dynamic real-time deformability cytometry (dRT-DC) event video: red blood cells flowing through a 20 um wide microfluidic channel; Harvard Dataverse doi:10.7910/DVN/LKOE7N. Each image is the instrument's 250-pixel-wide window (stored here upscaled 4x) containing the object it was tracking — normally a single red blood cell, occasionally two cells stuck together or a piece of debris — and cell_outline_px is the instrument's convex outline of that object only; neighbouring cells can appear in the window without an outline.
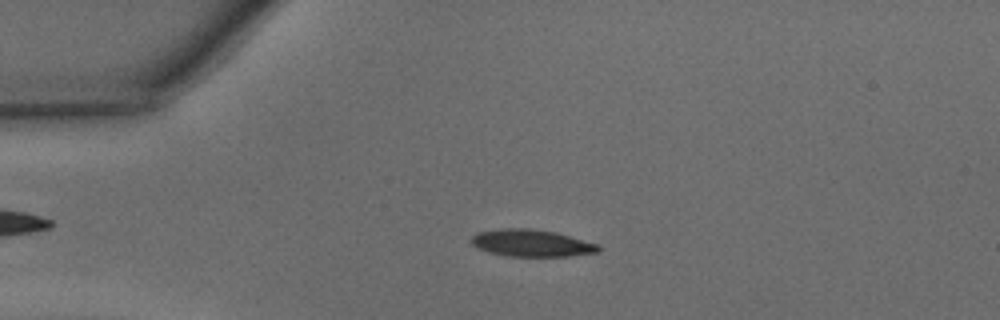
{"species": "common noctule bat (a hibernating species)", "species_latin": "Nyctalus noctula", "temperature_condition": "warm", "stored_images_in_passage": 45, "camera_frame_rate_fps": 3000, "um_per_image_px": 0.085, "animal": {"sex": "male", "body_mass_g": 15.6}, "frame": {"image": 1, "passage_image": 10, "time_ms": 3.0, "image_size_px": [1000, 320], "cell_outline_px": [[600, 252], [568, 256], [508, 256], [488, 252], [472, 244], [472, 236], [476, 232], [500, 228], [528, 228], [556, 232], [600, 244]], "centroid_in_image_um": [45.21, 20.65], "position_along_channel_um": 39.8, "area_um2": 20.11}}
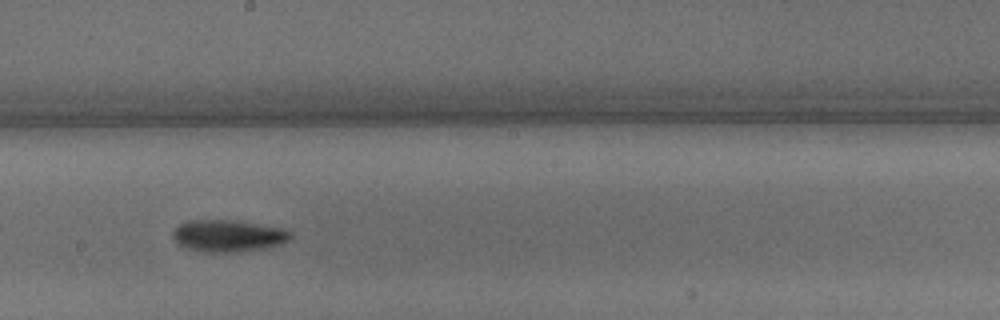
{"frame": {"image": 2, "passage_image": 25, "time_ms": 8.0, "image_size_px": [1000, 320], "cell_outline_px": [[292, 236], [288, 240], [280, 244], [264, 248], [228, 252], [204, 252], [188, 248], [180, 244], [172, 236], [172, 232], [180, 224], [188, 220], [224, 220], [288, 228], [292, 232]], "centroid_in_image_um": [19.42, 20.04], "position_along_channel_um": 228.8, "area_um2": 21.56}}
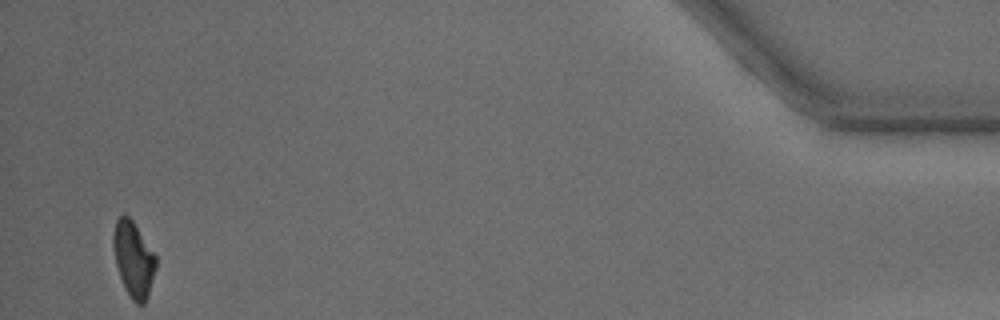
{"frame": {"image": 3, "passage_image": 44, "time_ms": 14.333, "image_size_px": [1000, 320], "cell_outline_px": [[156, 268], [148, 296], [144, 304], [136, 304], [132, 300], [120, 276], [116, 264], [112, 244], [112, 232], [116, 220], [120, 216], [128, 216], [132, 220], [156, 256]], "centroid_in_image_um": [11.34, 22.03], "position_along_channel_um": 423.9, "area_um2": 18.5}, "authors_computed_cell_mechanics": {"area_um2": 19.7676, "velocity_mm_per_s": 4.3664, "shape_relaxation_time_tau1_ms": 3.771, "shape_relaxation_time_tau2_ms": 9.1034, "deformation_change_tau1": 0.1581, "deformation_change_tau2": 0.2097}}